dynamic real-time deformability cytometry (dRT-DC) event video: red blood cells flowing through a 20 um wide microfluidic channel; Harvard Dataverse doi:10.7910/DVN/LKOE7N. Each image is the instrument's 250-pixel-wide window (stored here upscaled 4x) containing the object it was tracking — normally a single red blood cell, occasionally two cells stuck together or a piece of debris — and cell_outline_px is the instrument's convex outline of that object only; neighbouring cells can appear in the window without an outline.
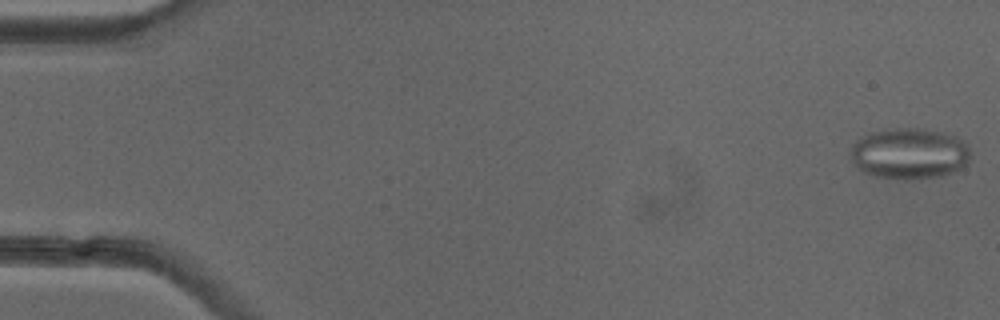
{"species": "common noctule bat (a hibernating species)", "species_latin": "Nyctalus noctula", "temperature_condition": "cold", "stored_images_in_passage": 51, "segment_of_instrument_passage": [1, 2], "camera_frame_rate_fps": 3000, "um_per_image_px": 0.085, "animal": {"sex": "female"}, "frame": {"image": 1, "passage_image": 1, "time_ms": 0.0, "image_size_px": [1000, 320], "cell_outline_px": [[968, 164], [944, 176], [908, 180], [904, 180], [872, 176], [856, 168], [852, 164], [852, 144], [856, 140], [872, 132], [896, 128], [916, 128], [940, 132], [952, 136], [960, 140], [968, 148]], "centroid_in_image_um": [77.25, 13.09], "position_along_channel_um": 7.8, "area_um2": 35.49}}